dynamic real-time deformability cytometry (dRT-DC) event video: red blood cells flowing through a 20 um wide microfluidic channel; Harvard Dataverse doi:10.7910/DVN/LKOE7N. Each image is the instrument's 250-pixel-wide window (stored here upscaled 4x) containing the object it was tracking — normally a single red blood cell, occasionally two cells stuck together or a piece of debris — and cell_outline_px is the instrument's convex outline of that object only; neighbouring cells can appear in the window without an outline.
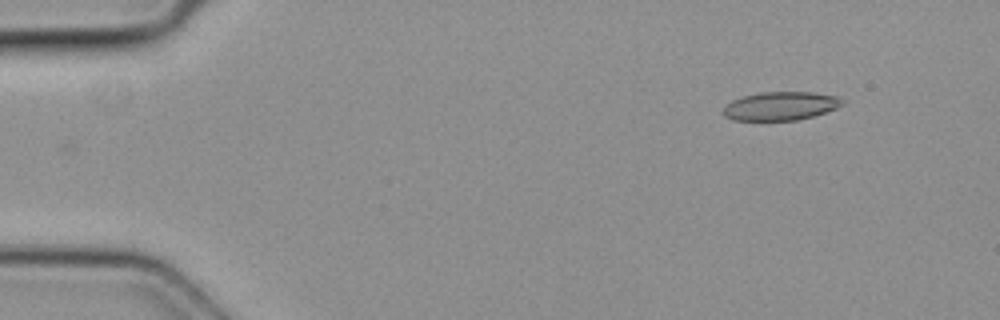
{"species": "common noctule bat (a hibernating species)", "species_latin": "Nyctalus noctula", "temperature_condition": "cold", "stored_images_in_passage": 4, "camera_frame_rate_fps": 3000, "um_per_image_px": 0.085, "animal": {"sex": "female", "body_mass_g": 19.3, "forearm_length_mm": 54.1}, "frame": {"image": 1, "passage_image": 4, "time_ms": 1.0, "image_size_px": [1000, 320], "cell_outline_px": [[840, 104], [836, 108], [812, 116], [796, 120], [732, 120], [724, 116], [724, 108], [732, 100], [744, 96], [760, 92], [812, 92], [836, 96], [840, 100]], "centroid_in_image_um": [66.29, 9.01], "position_along_channel_um": 18.7, "area_um2": 19.36}}